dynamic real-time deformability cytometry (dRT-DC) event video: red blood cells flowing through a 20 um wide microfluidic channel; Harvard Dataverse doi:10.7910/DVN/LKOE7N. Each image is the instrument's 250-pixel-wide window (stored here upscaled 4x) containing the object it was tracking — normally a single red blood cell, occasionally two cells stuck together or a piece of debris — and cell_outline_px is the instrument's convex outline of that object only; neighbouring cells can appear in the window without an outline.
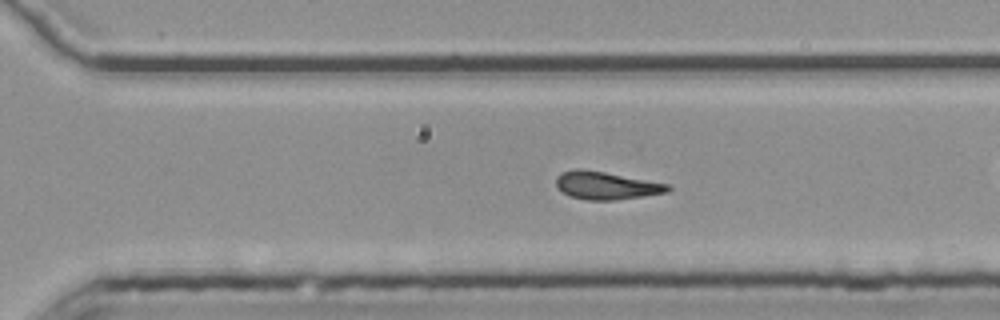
{"species": "common noctule bat (a hibernating species)", "species_latin": "Nyctalus noctula", "temperature_condition": "room temperature", "stored_images_in_passage": 40, "camera_frame_rate_fps": 3000, "um_per_image_px": 0.085, "animal": {"sex": "female", "body_mass_g": 25.1}, "frame": {"image": 1, "passage_image": 23, "time_ms": 7.333, "image_size_px": [1000, 320], "cell_outline_px": [[672, 188], [668, 192], [644, 196], [616, 200], [588, 200], [568, 196], [556, 188], [556, 176], [560, 172], [576, 168], [580, 168], [604, 172], [672, 184]], "centroid_in_image_um": [51.52, 15.76], "position_along_channel_um": 319.1, "area_um2": 18.44}, "authors_computed_cell_mechanics": {"area_um2": 18.1203, "velocity_mm_per_s": 3.7727, "shape_relaxation_time_tau1_ms": null, "shape_relaxation_time_tau2_ms": 10.1578, "deformation_change_tau1": null, "deformation_change_tau2": 0.2299}}